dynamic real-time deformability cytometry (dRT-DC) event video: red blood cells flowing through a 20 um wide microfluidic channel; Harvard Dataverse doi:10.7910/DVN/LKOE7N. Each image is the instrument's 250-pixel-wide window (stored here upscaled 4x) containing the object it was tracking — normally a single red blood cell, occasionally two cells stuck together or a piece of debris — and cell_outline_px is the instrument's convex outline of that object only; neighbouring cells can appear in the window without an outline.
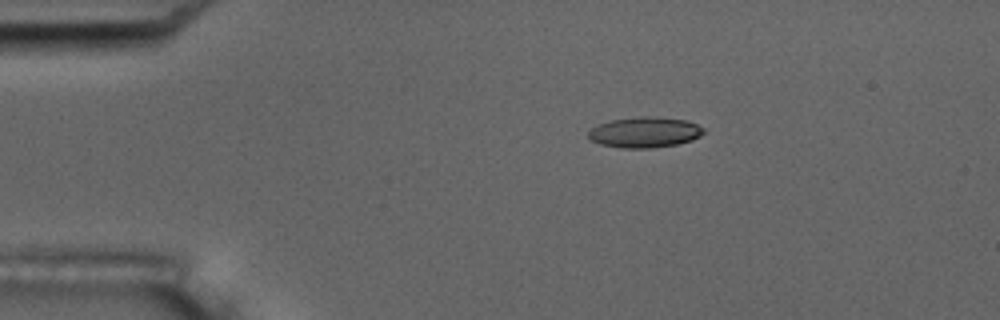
{"species": "common noctule bat (a hibernating species)", "species_latin": "Nyctalus noctula", "temperature_condition": "room temperature", "stored_images_in_passage": 6, "camera_frame_rate_fps": 3000, "um_per_image_px": 0.085, "animal": {"sex": "male", "body_mass_g": 17.5, "forearm_length_mm": 52.3}, "frame": {"image": 1, "passage_image": 2, "time_ms": 1.0, "image_size_px": [1000, 320], "cell_outline_px": [[704, 132], [700, 136], [692, 140], [676, 144], [652, 148], [624, 148], [600, 144], [592, 140], [588, 136], [588, 132], [592, 128], [600, 124], [612, 120], [644, 116], [648, 116], [688, 120], [704, 128]], "centroid_in_image_um": [54.83, 11.25], "position_along_channel_um": 30.2, "area_um2": 20.35}}
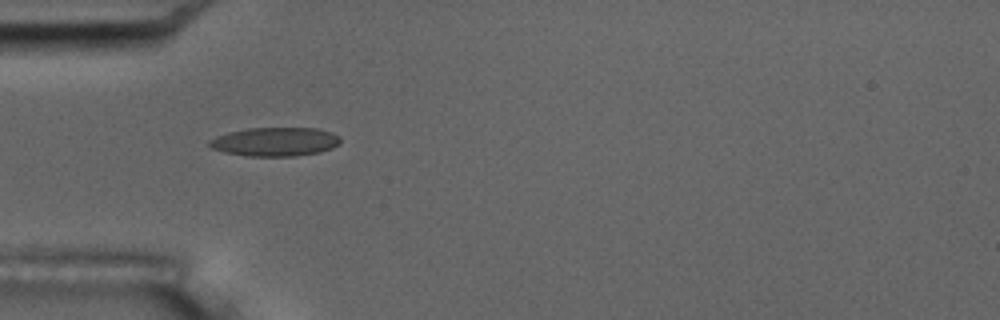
{"frame": {"image": 2, "passage_image": 4, "time_ms": 3.333, "image_size_px": [1000, 320], "cell_outline_px": [[340, 144], [332, 148], [320, 152], [296, 156], [248, 156], [224, 152], [212, 148], [208, 144], [208, 140], [216, 136], [228, 132], [248, 128], [316, 128], [332, 132], [340, 136]], "centroid_in_image_um": [23.39, 12.04], "position_along_channel_um": 61.6, "area_um2": 22.14}}